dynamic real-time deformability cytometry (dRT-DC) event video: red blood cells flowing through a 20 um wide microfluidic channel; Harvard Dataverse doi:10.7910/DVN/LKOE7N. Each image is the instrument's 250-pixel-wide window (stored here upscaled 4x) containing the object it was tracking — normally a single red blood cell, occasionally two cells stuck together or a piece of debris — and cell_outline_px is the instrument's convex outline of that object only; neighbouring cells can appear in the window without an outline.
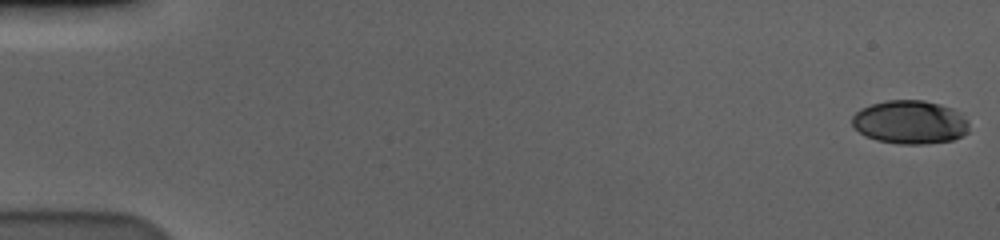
{"species": "human", "species_latin": "Homo sapiens", "temperature_condition": "cold", "stored_images_in_passage": 58, "camera_frame_rate_fps": 3000, "um_per_image_px": 0.085, "donor": {"sex": "male"}, "frame": {"image": 1, "passage_image": 1, "time_ms": 0.0, "image_size_px": [1000, 240], "cell_outline_px": [[968, 132], [952, 140], [924, 144], [900, 144], [876, 140], [864, 136], [852, 124], [852, 116], [860, 108], [872, 104], [888, 100], [924, 100], [940, 104], [952, 108], [968, 120]], "centroid_in_image_um": [77.33, 10.38], "position_along_channel_um": 7.7, "area_um2": 29.65}}
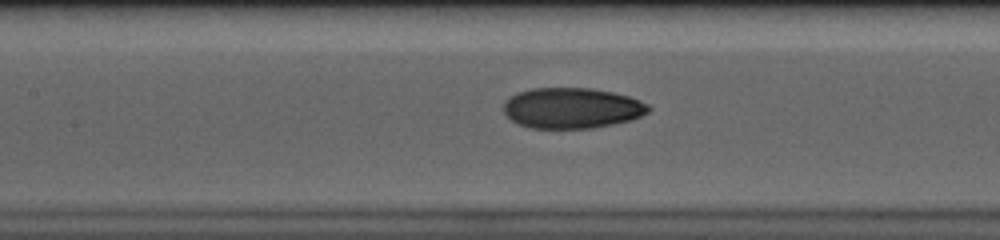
{"frame": {"image": 2, "passage_image": 28, "time_ms": 9.0, "image_size_px": [1000, 240], "cell_outline_px": [[652, 108], [648, 112], [632, 120], [592, 128], [532, 128], [520, 124], [512, 120], [504, 112], [504, 100], [516, 92], [532, 88], [592, 88], [612, 92], [628, 96], [640, 100], [648, 104]], "centroid_in_image_um": [48.61, 9.17], "position_along_channel_um": 158.8, "area_um2": 34.39}}
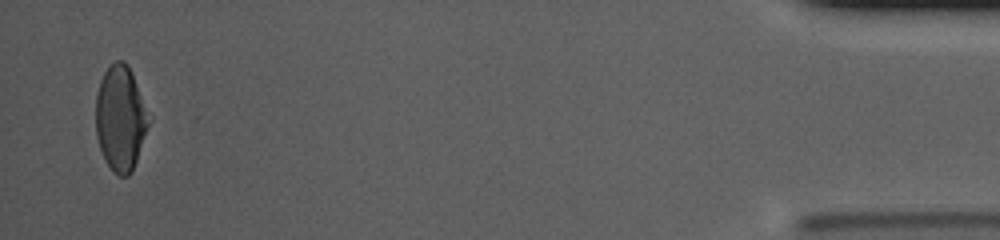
{"frame": {"image": 3, "passage_image": 57, "time_ms": 18.667, "image_size_px": [1000, 240], "cell_outline_px": [[148, 124], [132, 172], [128, 176], [120, 176], [108, 164], [100, 148], [96, 136], [96, 92], [100, 80], [104, 72], [116, 60], [124, 60], [128, 64], [132, 72]], "centroid_in_image_um": [10.18, 10.03], "position_along_channel_um": 425.0, "area_um2": 31.21}, "authors_computed_cell_mechanics": {"area_um2": 33.7552, "velocity_mm_per_s": 3.6056, "shape_relaxation_time_tau1_ms": 5.3655, "shape_relaxation_time_tau2_ms": 1.7351, "deformation_change_tau1": 0.1845, "deformation_change_tau2": 0.0598}}